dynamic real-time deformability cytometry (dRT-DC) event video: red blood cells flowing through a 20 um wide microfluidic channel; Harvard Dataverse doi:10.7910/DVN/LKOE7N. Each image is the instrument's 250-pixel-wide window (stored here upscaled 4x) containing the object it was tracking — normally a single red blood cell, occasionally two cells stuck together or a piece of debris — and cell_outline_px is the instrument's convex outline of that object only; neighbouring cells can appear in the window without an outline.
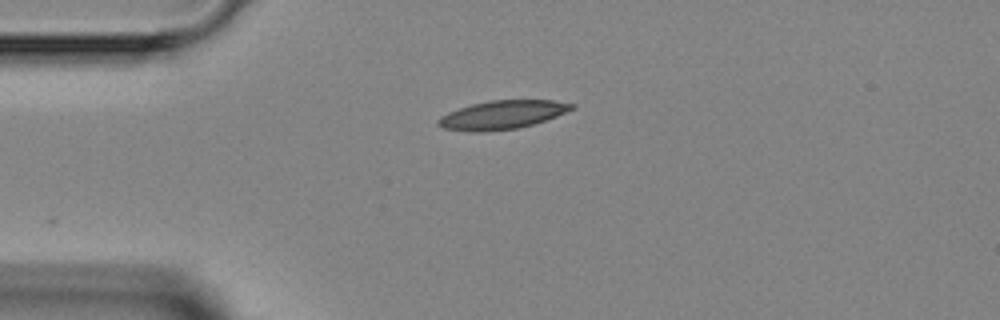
{"species": "Egyptian fruit bat (a non-hibernating species)", "species_latin": "Rousettus aegyptiacus", "temperature_condition": "room temperature", "stored_images_in_passage": 5, "camera_frame_rate_fps": 3000, "um_per_image_px": 0.085, "animal": {"sex": "female"}, "frame": {"image": 1, "passage_image": 1, "time_ms": 0.0, "image_size_px": [1000, 320], "cell_outline_px": [[576, 108], [556, 116], [532, 124], [516, 128], [480, 132], [468, 132], [444, 128], [436, 124], [436, 120], [440, 116], [448, 112], [472, 104], [488, 100], [552, 100], [576, 104]], "centroid_in_image_um": [42.67, 9.75], "position_along_channel_um": 42.3, "area_um2": 22.2}}
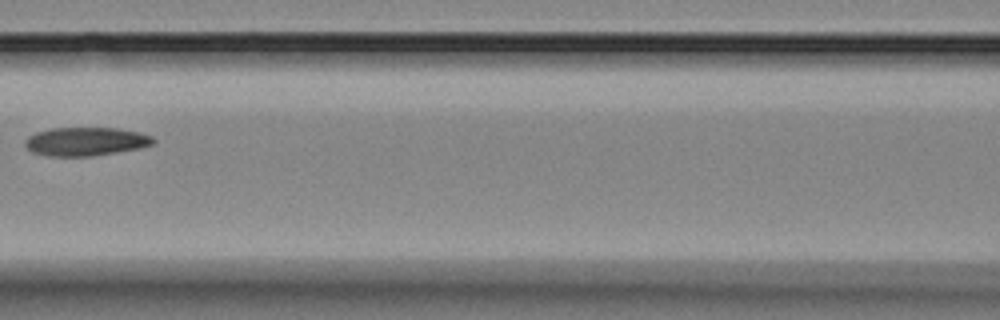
{"frame": {"image": 2, "passage_image": 4, "time_ms": 3.333, "image_size_px": [1000, 320], "cell_outline_px": [[156, 140], [152, 144], [140, 148], [92, 156], [48, 156], [32, 152], [24, 144], [24, 140], [28, 136], [36, 132], [52, 128], [116, 128], [140, 132], [152, 136]], "centroid_in_image_um": [7.28, 12.02], "position_along_channel_um": 159.3, "area_um2": 21.33}}
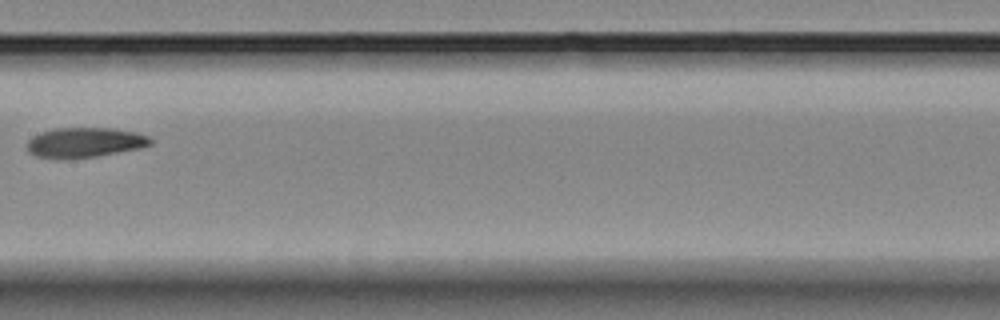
{"frame": {"image": 3, "passage_image": 5, "time_ms": 4.333, "image_size_px": [1000, 320], "cell_outline_px": [[152, 144], [140, 148], [96, 156], [36, 156], [28, 152], [28, 140], [32, 136], [40, 132], [56, 128], [112, 128], [136, 132], [148, 136], [152, 140]], "centroid_in_image_um": [7.25, 12.06], "position_along_channel_um": 200.2, "area_um2": 20.81}}